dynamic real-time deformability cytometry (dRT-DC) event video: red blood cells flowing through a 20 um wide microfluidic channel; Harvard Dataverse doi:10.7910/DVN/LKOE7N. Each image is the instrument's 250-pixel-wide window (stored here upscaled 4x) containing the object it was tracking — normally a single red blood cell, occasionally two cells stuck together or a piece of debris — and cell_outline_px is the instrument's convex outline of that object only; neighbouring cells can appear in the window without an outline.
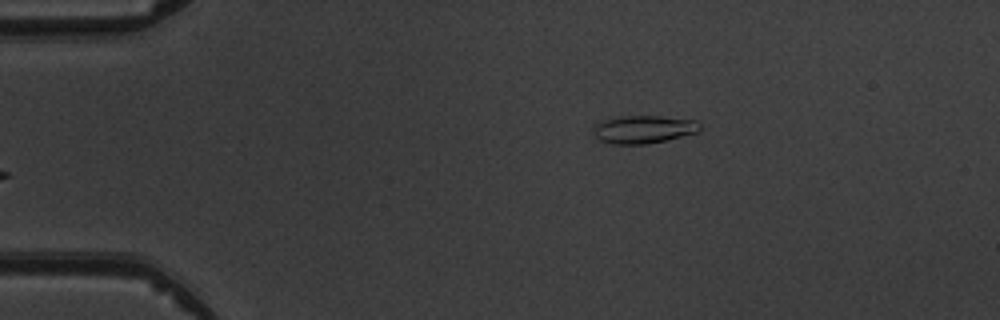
{"species": "common noctule bat (a hibernating species)", "species_latin": "Nyctalus noctula", "temperature_condition": "warm", "stored_images_in_passage": 3, "camera_frame_rate_fps": 3000, "um_per_image_px": 0.085, "animal": {"sex": "male", "body_mass_g": 19.5, "forearm_length_mm": 54.6}, "frame": {"image": 1, "passage_image": 3, "time_ms": 2.333, "image_size_px": [1000, 320], "cell_outline_px": [[700, 128], [696, 132], [648, 144], [612, 144], [596, 140], [592, 124], [604, 120], [620, 116], [660, 116], [696, 120], [700, 124]], "centroid_in_image_um": [54.62, 10.99], "position_along_channel_um": 30.4, "area_um2": 17.34}}